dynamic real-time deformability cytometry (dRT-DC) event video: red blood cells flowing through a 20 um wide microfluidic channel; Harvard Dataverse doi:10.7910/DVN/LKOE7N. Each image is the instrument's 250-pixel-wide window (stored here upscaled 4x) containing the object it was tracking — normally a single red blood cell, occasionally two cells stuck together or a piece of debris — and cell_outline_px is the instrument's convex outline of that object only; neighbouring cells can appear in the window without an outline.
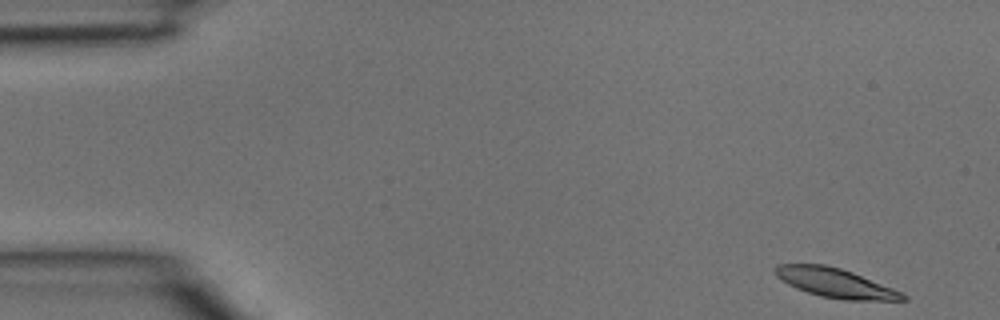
{"species": "common noctule bat (a hibernating species)", "species_latin": "Nyctalus noctula", "temperature_condition": "room temperature", "stored_images_in_passage": 38, "camera_frame_rate_fps": 3000, "um_per_image_px": 0.085, "animal": {"sex": "male", "body_mass_g": 15.6}, "frame": {"image": 1, "passage_image": 1, "time_ms": 0.0, "image_size_px": [1000, 320], "cell_outline_px": [[908, 300], [844, 300], [820, 296], [796, 288], [788, 284], [776, 276], [772, 268], [776, 264], [824, 264], [840, 268], [852, 272], [892, 288], [908, 296]], "centroid_in_image_um": [70.96, 24.04], "position_along_channel_um": 14.0, "area_um2": 21.62}}
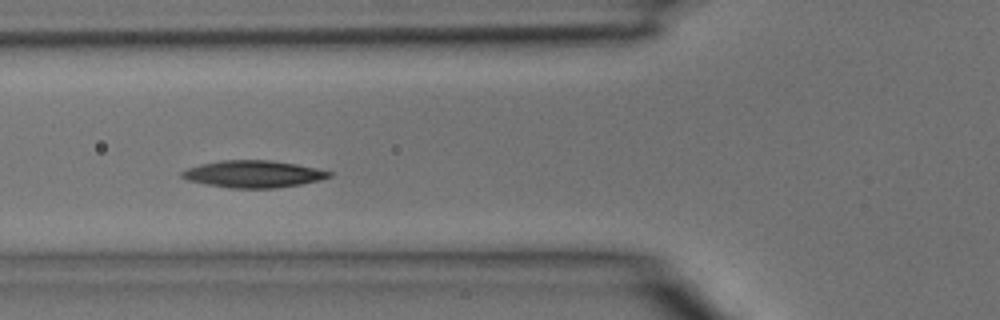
{"frame": {"image": 2, "passage_image": 13, "time_ms": 4.0, "image_size_px": [1000, 320], "cell_outline_px": [[332, 176], [320, 180], [300, 184], [276, 188], [228, 188], [188, 180], [180, 176], [180, 172], [188, 168], [200, 164], [220, 160], [268, 160], [296, 164], [316, 168], [332, 172]], "centroid_in_image_um": [21.53, 14.79], "position_along_channel_um": 104.3, "area_um2": 23.12}}
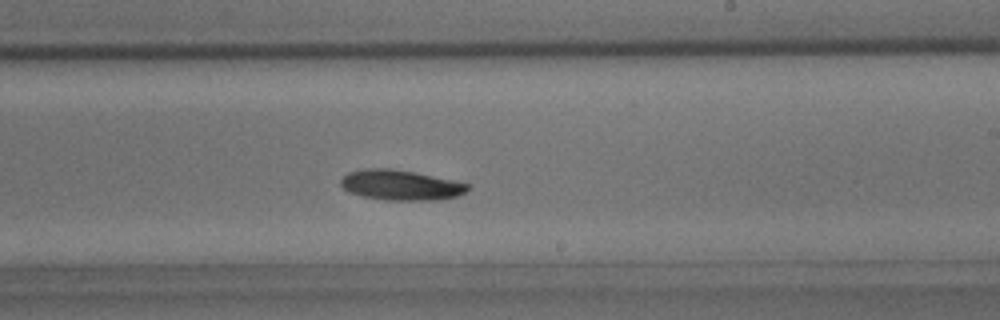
{"frame": {"image": 3, "passage_image": 22, "time_ms": 7.0, "image_size_px": [1000, 320], "cell_outline_px": [[472, 188], [456, 196], [440, 200], [384, 200], [364, 196], [348, 192], [340, 184], [340, 180], [348, 172], [368, 168], [388, 168], [412, 172], [452, 180], [468, 184]], "centroid_in_image_um": [34.05, 15.74], "position_along_channel_um": 255.0, "area_um2": 22.14}}